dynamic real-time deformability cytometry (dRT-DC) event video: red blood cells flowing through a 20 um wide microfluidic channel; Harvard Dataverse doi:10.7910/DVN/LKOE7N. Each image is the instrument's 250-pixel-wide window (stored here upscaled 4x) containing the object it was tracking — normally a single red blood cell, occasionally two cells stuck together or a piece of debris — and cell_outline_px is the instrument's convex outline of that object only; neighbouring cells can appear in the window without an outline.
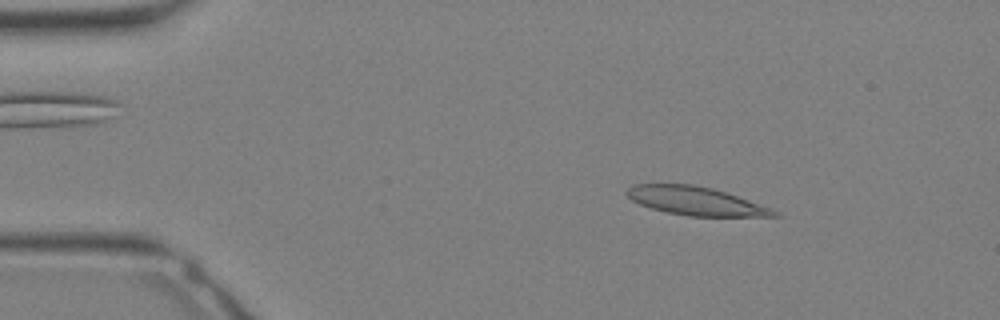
{"species": "Egyptian fruit bat (a non-hibernating species)", "species_latin": "Rousettus aegyptiacus", "temperature_condition": "warm", "stored_images_in_passage": 11, "camera_frame_rate_fps": 3000, "um_per_image_px": 0.085, "animal": {"sex": "female"}, "frame": {"image": 1, "passage_image": 4, "time_ms": 1.0, "image_size_px": [1000, 320], "cell_outline_px": [[780, 216], [688, 216], [668, 212], [652, 208], [640, 204], [632, 200], [628, 196], [628, 188], [632, 184], [692, 184], [712, 188], [772, 208], [780, 212]], "centroid_in_image_um": [59.15, 17.08], "position_along_channel_um": 25.8, "area_um2": 24.04}}
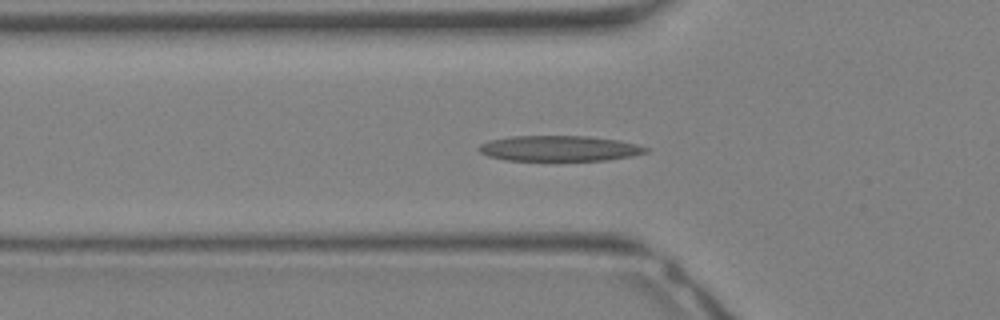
{"frame": {"image": 2, "passage_image": 10, "time_ms": 3.0, "image_size_px": [1000, 320], "cell_outline_px": [[652, 148], [648, 152], [632, 156], [604, 160], [504, 160], [488, 156], [480, 152], [480, 144], [488, 140], [512, 136], [588, 136], [620, 140]], "centroid_in_image_um": [47.58, 12.61], "position_along_channel_um": 78.2, "area_um2": 24.85}}